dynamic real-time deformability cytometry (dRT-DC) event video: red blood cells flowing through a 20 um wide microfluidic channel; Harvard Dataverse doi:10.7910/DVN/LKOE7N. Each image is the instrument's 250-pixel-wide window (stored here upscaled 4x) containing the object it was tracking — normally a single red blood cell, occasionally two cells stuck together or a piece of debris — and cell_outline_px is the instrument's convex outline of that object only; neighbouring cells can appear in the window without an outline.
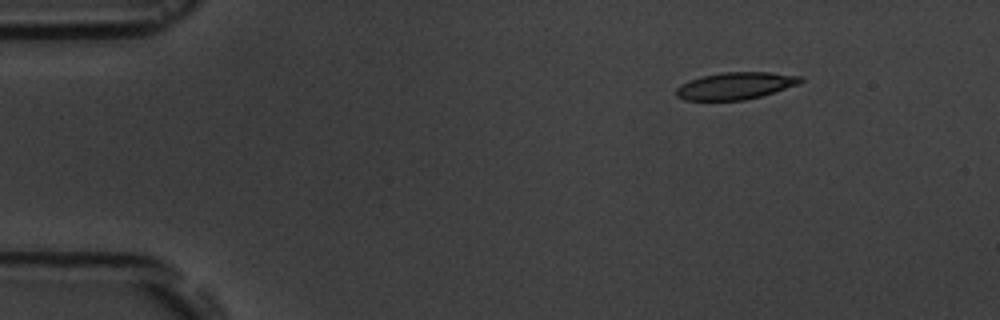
{"species": "common noctule bat (a hibernating species)", "species_latin": "Nyctalus noctula", "temperature_condition": "room temperature", "stored_images_in_passage": 9, "camera_frame_rate_fps": 3000, "um_per_image_px": 0.085, "animal": {"sex": "male", "body_mass_g": 19.5, "forearm_length_mm": 54.6}, "frame": {"image": 1, "passage_image": 1, "time_ms": 0.0, "image_size_px": [1000, 320], "cell_outline_px": [[804, 80], [800, 84], [760, 96], [744, 100], [684, 100], [676, 96], [676, 88], [680, 84], [700, 76], [724, 72], [768, 72], [804, 76]], "centroid_in_image_um": [62.53, 7.28], "position_along_channel_um": 22.5, "area_um2": 19.71}}
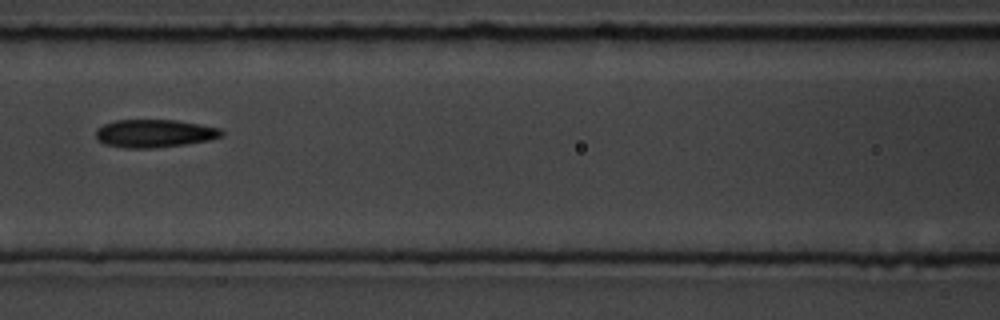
{"frame": {"image": 2, "passage_image": 6, "time_ms": 5.667, "image_size_px": [1000, 320], "cell_outline_px": [[224, 136], [208, 140], [184, 144], [152, 148], [124, 148], [104, 144], [96, 136], [96, 128], [104, 124], [116, 120], [176, 120], [200, 124], [220, 128], [224, 132]], "centroid_in_image_um": [13.14, 11.33], "position_along_channel_um": 153.5, "area_um2": 20.46}}
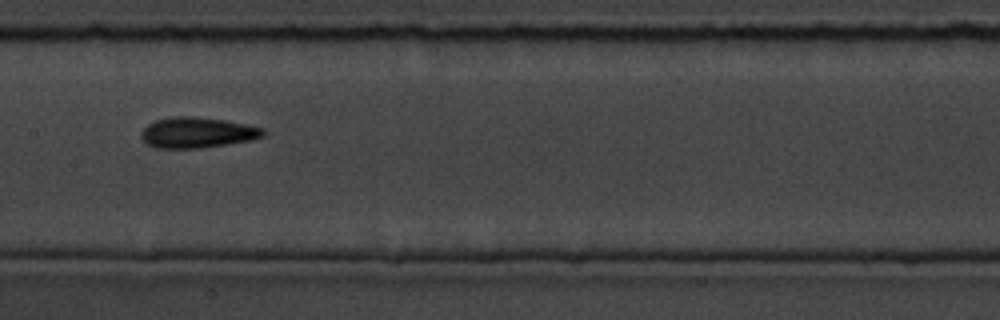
{"frame": {"image": 3, "passage_image": 7, "time_ms": 6.667, "image_size_px": [1000, 320], "cell_outline_px": [[268, 132], [264, 136], [248, 140], [228, 144], [200, 148], [156, 148], [148, 144], [140, 136], [140, 132], [148, 124], [156, 120], [172, 116], [192, 116], [224, 120], [264, 128]], "centroid_in_image_um": [16.76, 11.27], "position_along_channel_um": 190.6, "area_um2": 21.73}}